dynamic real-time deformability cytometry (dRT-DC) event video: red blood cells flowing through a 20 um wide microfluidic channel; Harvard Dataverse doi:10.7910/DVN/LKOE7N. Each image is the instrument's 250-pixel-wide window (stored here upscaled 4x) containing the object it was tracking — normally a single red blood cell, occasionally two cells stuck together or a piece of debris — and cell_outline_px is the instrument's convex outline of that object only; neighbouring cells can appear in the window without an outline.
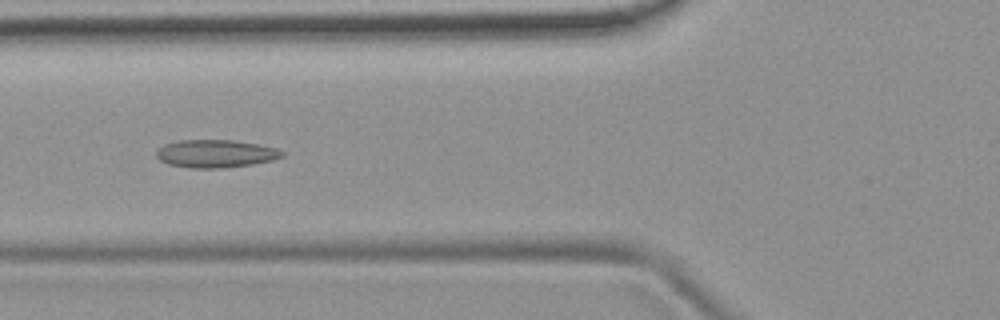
{"species": "common noctule bat (a hibernating species)", "species_latin": "Nyctalus noctula", "temperature_condition": "room temperature", "stored_images_in_passage": 7, "camera_frame_rate_fps": 3000, "um_per_image_px": 0.085, "animal": {"sex": "female", "body_mass_g": 19.9}, "frame": {"image": 1, "passage_image": 5, "time_ms": 5.667, "image_size_px": [1000, 320], "cell_outline_px": [[284, 156], [272, 160], [252, 164], [224, 168], [192, 168], [168, 164], [160, 160], [156, 156], [156, 152], [164, 144], [180, 140], [232, 140], [260, 144], [276, 148], [284, 152]], "centroid_in_image_um": [18.34, 13.06], "position_along_channel_um": 107.5, "area_um2": 20.4}}
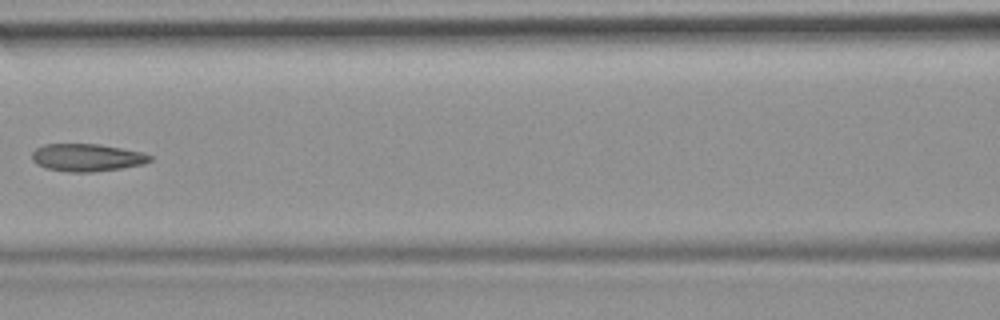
{"frame": {"image": 2, "passage_image": 6, "time_ms": 7.0, "image_size_px": [1000, 320], "cell_outline_px": [[152, 160], [144, 164], [120, 168], [92, 172], [68, 172], [44, 168], [36, 164], [32, 160], [32, 152], [36, 148], [44, 144], [100, 144], [144, 152], [152, 156]], "centroid_in_image_um": [7.38, 13.39], "position_along_channel_um": 159.2, "area_um2": 19.13}}
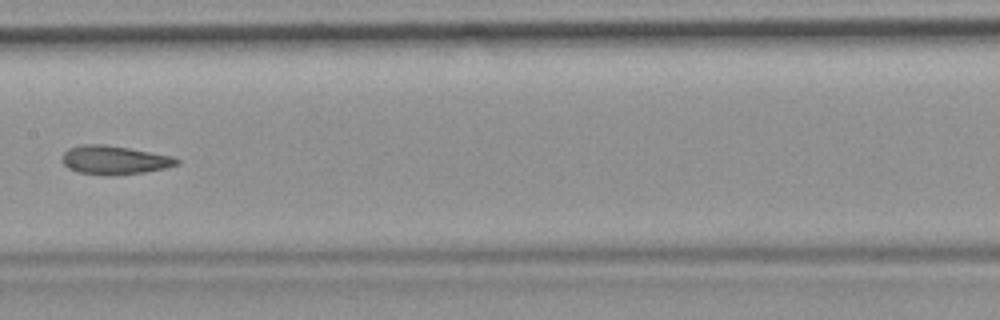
{"frame": {"image": 3, "passage_image": 7, "time_ms": 8.0, "image_size_px": [1000, 320], "cell_outline_px": [[180, 164], [164, 168], [144, 172], [76, 172], [68, 168], [60, 160], [60, 156], [68, 148], [80, 144], [104, 144], [128, 148], [172, 156], [180, 160]], "centroid_in_image_um": [9.68, 13.54], "position_along_channel_um": 197.7, "area_um2": 18.38}}